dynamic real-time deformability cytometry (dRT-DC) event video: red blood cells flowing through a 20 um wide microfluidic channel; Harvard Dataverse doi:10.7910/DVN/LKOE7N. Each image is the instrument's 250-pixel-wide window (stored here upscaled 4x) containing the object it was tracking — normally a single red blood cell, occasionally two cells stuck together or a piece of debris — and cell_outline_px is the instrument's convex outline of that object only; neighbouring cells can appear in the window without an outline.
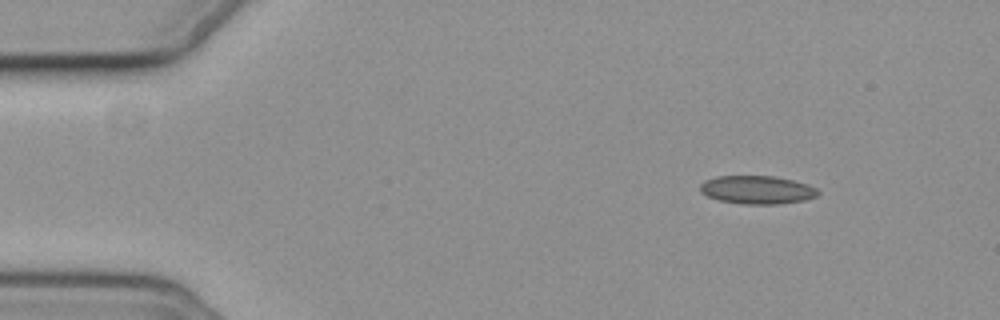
{"species": "common noctule bat (a hibernating species)", "species_latin": "Nyctalus noctula", "temperature_condition": "cold", "stored_images_in_passage": 51, "camera_frame_rate_fps": 3000, "um_per_image_px": 0.085, "animal": {"sex": "female", "body_mass_g": 19.3, "forearm_length_mm": 54.1}, "frame": {"image": 1, "passage_image": 1, "time_ms": 0.0, "image_size_px": [1000, 320], "cell_outline_px": [[820, 192], [816, 196], [804, 200], [780, 204], [744, 204], [720, 200], [708, 196], [700, 192], [700, 184], [704, 180], [716, 176], [772, 176], [792, 180], [808, 184], [816, 188]], "centroid_in_image_um": [64.35, 16.13], "position_along_channel_um": 20.7, "area_um2": 19.36}}
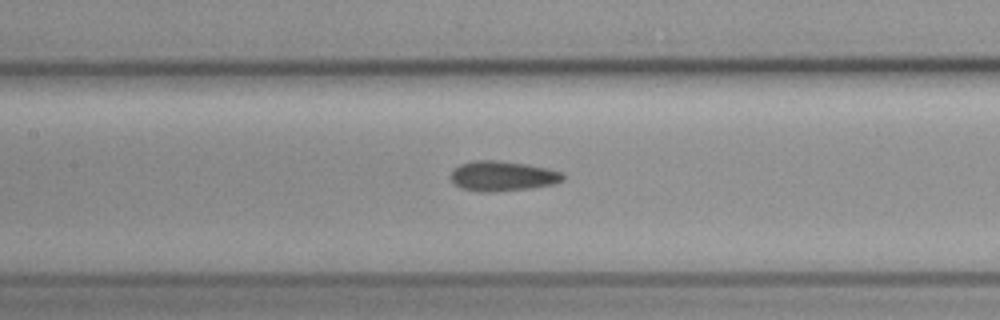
{"frame": {"image": 2, "passage_image": 20, "time_ms": 6.333, "image_size_px": [1000, 320], "cell_outline_px": [[564, 180], [552, 184], [532, 188], [488, 192], [476, 192], [460, 188], [452, 184], [452, 172], [460, 164], [472, 160], [500, 160], [528, 164], [548, 168], [564, 172]], "centroid_in_image_um": [42.72, 14.96], "position_along_channel_um": 164.7, "area_um2": 19.88}}
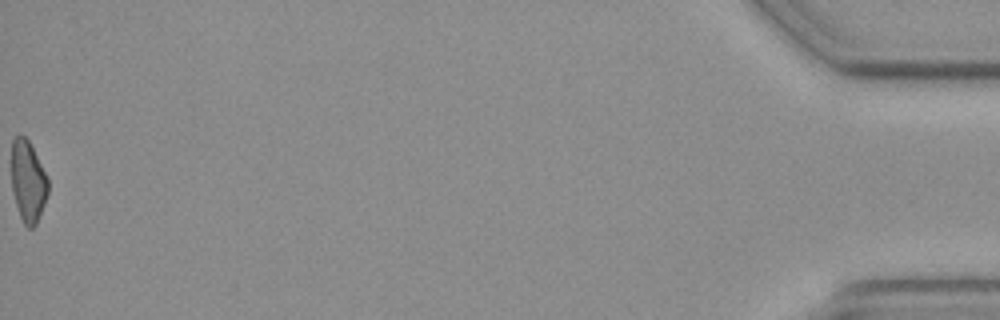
{"frame": {"image": 3, "passage_image": 51, "time_ms": 16.667, "image_size_px": [1000, 320], "cell_outline_px": [[48, 192], [44, 204], [36, 224], [32, 228], [28, 228], [24, 224], [20, 216], [12, 192], [12, 140], [16, 136], [24, 136], [28, 140], [48, 180]], "centroid_in_image_um": [2.37, 15.45], "position_along_channel_um": 432.8, "area_um2": 16.94}, "authors_computed_cell_mechanics": {"area_um2": 18.9584, "velocity_mm_per_s": 3.6727, "shape_relaxation_time_tau1_ms": null, "shape_relaxation_time_tau2_ms": 5.1305, "deformation_change_tau1": null, "deformation_change_tau2": 0.096}}